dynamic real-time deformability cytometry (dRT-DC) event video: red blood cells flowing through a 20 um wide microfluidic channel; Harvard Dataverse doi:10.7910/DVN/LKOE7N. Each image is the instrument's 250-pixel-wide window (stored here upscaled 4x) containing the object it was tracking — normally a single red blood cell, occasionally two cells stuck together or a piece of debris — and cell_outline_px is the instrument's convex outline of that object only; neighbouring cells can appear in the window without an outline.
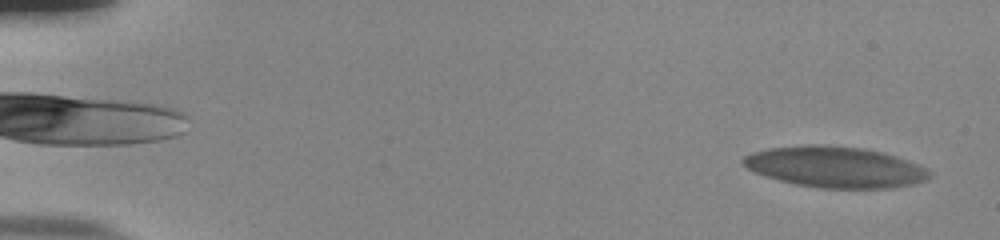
{"species": "human", "species_latin": "Homo sapiens", "temperature_condition": "room temperature", "stored_images_in_passage": 55, "camera_frame_rate_fps": 3000, "um_per_image_px": 0.085, "donor": {"sex": "male"}, "frame": {"image": 1, "passage_image": 2, "time_ms": 0.333, "image_size_px": [1000, 240], "cell_outline_px": [[932, 176], [924, 180], [912, 184], [888, 188], [820, 188], [796, 184], [780, 180], [756, 172], [748, 168], [740, 160], [744, 156], [752, 152], [768, 148], [804, 144], [820, 144], [860, 148], [880, 152], [896, 156], [916, 164], [932, 172]], "centroid_in_image_um": [70.96, 14.19], "position_along_channel_um": 14.0, "area_um2": 44.16}}
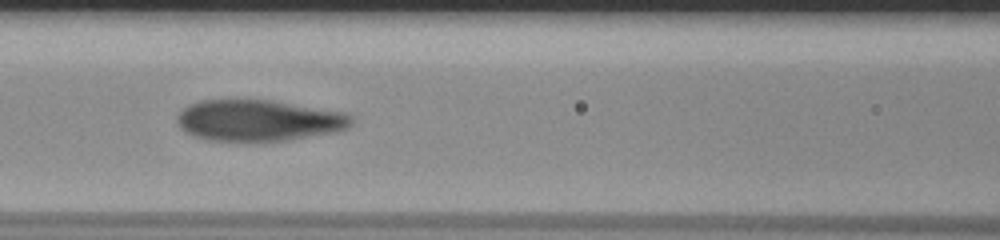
{"frame": {"image": 2, "passage_image": 25, "time_ms": 8.0, "image_size_px": [1000, 240], "cell_outline_px": [[352, 124], [348, 128], [336, 132], [288, 140], [256, 144], [208, 140], [192, 136], [184, 132], [176, 124], [176, 116], [188, 104], [200, 100], [272, 100], [344, 112], [352, 116]], "centroid_in_image_um": [21.94, 10.28], "position_along_channel_um": 144.7, "area_um2": 43.12}}
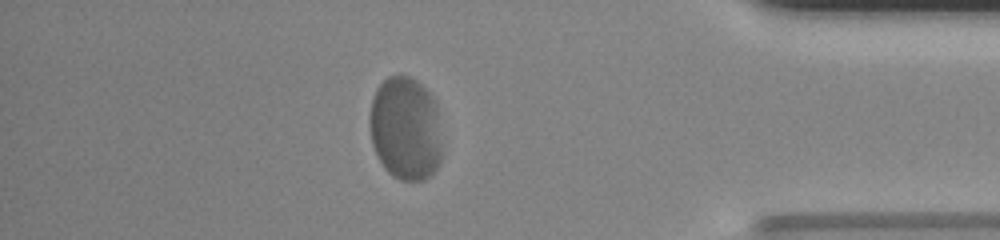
{"frame": {"image": 3, "passage_image": 48, "time_ms": 15.667, "image_size_px": [1000, 240], "cell_outline_px": [[444, 152], [440, 164], [424, 180], [400, 180], [392, 176], [384, 168], [372, 144], [368, 120], [368, 116], [372, 100], [376, 88], [388, 76], [400, 72], [416, 80], [436, 100], [440, 112], [444, 148]], "centroid_in_image_um": [34.51, 10.9], "position_along_channel_um": 400.7, "area_um2": 45.26}, "authors_computed_cell_mechanics": {"area_um2": 43.061, "velocity_mm_per_s": 3.6938, "shape_relaxation_time_tau1_ms": 2.573, "shape_relaxation_time_tau2_ms": null, "deformation_change_tau1": 0.1216, "deformation_change_tau2": null}}